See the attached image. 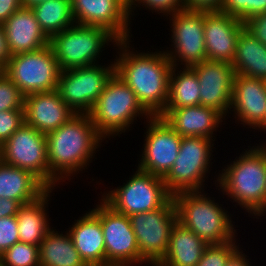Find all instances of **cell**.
Returning a JSON list of instances; mask_svg holds the SVG:
<instances>
[{"instance_id":"6da1fadb","label":"cell","mask_w":266,"mask_h":266,"mask_svg":"<svg viewBox=\"0 0 266 266\" xmlns=\"http://www.w3.org/2000/svg\"><path fill=\"white\" fill-rule=\"evenodd\" d=\"M129 42L128 39L116 43L121 50L114 61L115 73L132 89L151 116H159L166 107L173 64L164 50L135 53L130 51Z\"/></svg>"},{"instance_id":"7a4b0ae2","label":"cell","mask_w":266,"mask_h":266,"mask_svg":"<svg viewBox=\"0 0 266 266\" xmlns=\"http://www.w3.org/2000/svg\"><path fill=\"white\" fill-rule=\"evenodd\" d=\"M103 138L89 114H75L62 126L48 133L49 189L64 182V178H70L71 174L79 173L83 167L86 168Z\"/></svg>"},{"instance_id":"3957f363","label":"cell","mask_w":266,"mask_h":266,"mask_svg":"<svg viewBox=\"0 0 266 266\" xmlns=\"http://www.w3.org/2000/svg\"><path fill=\"white\" fill-rule=\"evenodd\" d=\"M254 147V148H253ZM218 176L223 194L241 205L252 215L266 212V145L253 146Z\"/></svg>"},{"instance_id":"277c9868","label":"cell","mask_w":266,"mask_h":266,"mask_svg":"<svg viewBox=\"0 0 266 266\" xmlns=\"http://www.w3.org/2000/svg\"><path fill=\"white\" fill-rule=\"evenodd\" d=\"M177 221L193 231L207 244L235 240L234 225L228 211L201 191L182 192L173 196Z\"/></svg>"},{"instance_id":"5b68a950","label":"cell","mask_w":266,"mask_h":266,"mask_svg":"<svg viewBox=\"0 0 266 266\" xmlns=\"http://www.w3.org/2000/svg\"><path fill=\"white\" fill-rule=\"evenodd\" d=\"M139 115H145L147 119L151 117L139 103L136 94L116 73L108 80L89 113L95 128L104 139L120 131V134L125 132Z\"/></svg>"},{"instance_id":"8992f818","label":"cell","mask_w":266,"mask_h":266,"mask_svg":"<svg viewBox=\"0 0 266 266\" xmlns=\"http://www.w3.org/2000/svg\"><path fill=\"white\" fill-rule=\"evenodd\" d=\"M119 40L106 28L73 24L50 38V46L61 71L96 65L108 42Z\"/></svg>"},{"instance_id":"52a82bcc","label":"cell","mask_w":266,"mask_h":266,"mask_svg":"<svg viewBox=\"0 0 266 266\" xmlns=\"http://www.w3.org/2000/svg\"><path fill=\"white\" fill-rule=\"evenodd\" d=\"M129 179L123 186L103 194L101 199L120 214L130 216L154 211L173 197L162 177L137 169Z\"/></svg>"},{"instance_id":"ba28073f","label":"cell","mask_w":266,"mask_h":266,"mask_svg":"<svg viewBox=\"0 0 266 266\" xmlns=\"http://www.w3.org/2000/svg\"><path fill=\"white\" fill-rule=\"evenodd\" d=\"M3 71L24 96L57 89L61 73L52 47L12 55Z\"/></svg>"},{"instance_id":"9c48e42d","label":"cell","mask_w":266,"mask_h":266,"mask_svg":"<svg viewBox=\"0 0 266 266\" xmlns=\"http://www.w3.org/2000/svg\"><path fill=\"white\" fill-rule=\"evenodd\" d=\"M212 141L203 137H182L178 156L163 178L172 196L202 190L205 182L203 178L209 172Z\"/></svg>"},{"instance_id":"30bf717a","label":"cell","mask_w":266,"mask_h":266,"mask_svg":"<svg viewBox=\"0 0 266 266\" xmlns=\"http://www.w3.org/2000/svg\"><path fill=\"white\" fill-rule=\"evenodd\" d=\"M114 73L115 63L61 71L56 90L75 114H89Z\"/></svg>"},{"instance_id":"8fae6325","label":"cell","mask_w":266,"mask_h":266,"mask_svg":"<svg viewBox=\"0 0 266 266\" xmlns=\"http://www.w3.org/2000/svg\"><path fill=\"white\" fill-rule=\"evenodd\" d=\"M140 256L156 266L169 247L170 232L177 221L173 197L161 208L129 216Z\"/></svg>"},{"instance_id":"7c38bea8","label":"cell","mask_w":266,"mask_h":266,"mask_svg":"<svg viewBox=\"0 0 266 266\" xmlns=\"http://www.w3.org/2000/svg\"><path fill=\"white\" fill-rule=\"evenodd\" d=\"M92 211L100 218L105 240L106 266L146 263L139 254L129 216L114 211L103 200Z\"/></svg>"},{"instance_id":"4fadbf2b","label":"cell","mask_w":266,"mask_h":266,"mask_svg":"<svg viewBox=\"0 0 266 266\" xmlns=\"http://www.w3.org/2000/svg\"><path fill=\"white\" fill-rule=\"evenodd\" d=\"M0 160L28 170L49 188L46 135L24 123L0 146Z\"/></svg>"},{"instance_id":"5bb4252c","label":"cell","mask_w":266,"mask_h":266,"mask_svg":"<svg viewBox=\"0 0 266 266\" xmlns=\"http://www.w3.org/2000/svg\"><path fill=\"white\" fill-rule=\"evenodd\" d=\"M174 50L165 51L173 66L177 60L184 67H192L207 60L204 38V12L181 10L170 15ZM178 58V59H177ZM184 62V63H183Z\"/></svg>"},{"instance_id":"9a60e30c","label":"cell","mask_w":266,"mask_h":266,"mask_svg":"<svg viewBox=\"0 0 266 266\" xmlns=\"http://www.w3.org/2000/svg\"><path fill=\"white\" fill-rule=\"evenodd\" d=\"M138 169L164 178L176 160L182 137L160 116H151Z\"/></svg>"},{"instance_id":"2e32d148","label":"cell","mask_w":266,"mask_h":266,"mask_svg":"<svg viewBox=\"0 0 266 266\" xmlns=\"http://www.w3.org/2000/svg\"><path fill=\"white\" fill-rule=\"evenodd\" d=\"M76 24L106 28L118 40L130 39L126 0H71Z\"/></svg>"},{"instance_id":"e0dca14e","label":"cell","mask_w":266,"mask_h":266,"mask_svg":"<svg viewBox=\"0 0 266 266\" xmlns=\"http://www.w3.org/2000/svg\"><path fill=\"white\" fill-rule=\"evenodd\" d=\"M200 84V105L214 108L224 117L230 110L234 67L231 63L205 60L191 67Z\"/></svg>"},{"instance_id":"ac0fdd59","label":"cell","mask_w":266,"mask_h":266,"mask_svg":"<svg viewBox=\"0 0 266 266\" xmlns=\"http://www.w3.org/2000/svg\"><path fill=\"white\" fill-rule=\"evenodd\" d=\"M244 23L220 11L204 12V38L207 60L233 62L238 36Z\"/></svg>"},{"instance_id":"d6986e66","label":"cell","mask_w":266,"mask_h":266,"mask_svg":"<svg viewBox=\"0 0 266 266\" xmlns=\"http://www.w3.org/2000/svg\"><path fill=\"white\" fill-rule=\"evenodd\" d=\"M232 108L236 118L243 122L241 124L265 131L266 81L235 74L230 109Z\"/></svg>"},{"instance_id":"ffe728a7","label":"cell","mask_w":266,"mask_h":266,"mask_svg":"<svg viewBox=\"0 0 266 266\" xmlns=\"http://www.w3.org/2000/svg\"><path fill=\"white\" fill-rule=\"evenodd\" d=\"M24 111L25 123L45 135L75 115L60 98L57 90L25 96Z\"/></svg>"},{"instance_id":"44dd1931","label":"cell","mask_w":266,"mask_h":266,"mask_svg":"<svg viewBox=\"0 0 266 266\" xmlns=\"http://www.w3.org/2000/svg\"><path fill=\"white\" fill-rule=\"evenodd\" d=\"M8 48L12 55L39 50L50 44L32 8L21 7L3 24Z\"/></svg>"},{"instance_id":"7402d4cb","label":"cell","mask_w":266,"mask_h":266,"mask_svg":"<svg viewBox=\"0 0 266 266\" xmlns=\"http://www.w3.org/2000/svg\"><path fill=\"white\" fill-rule=\"evenodd\" d=\"M181 137L212 139L213 132L223 122V115L214 108L194 105L177 109H164L159 115Z\"/></svg>"},{"instance_id":"603a6c76","label":"cell","mask_w":266,"mask_h":266,"mask_svg":"<svg viewBox=\"0 0 266 266\" xmlns=\"http://www.w3.org/2000/svg\"><path fill=\"white\" fill-rule=\"evenodd\" d=\"M68 231L75 249L87 265L106 266L100 218L92 210L76 220Z\"/></svg>"},{"instance_id":"cb8c5ba5","label":"cell","mask_w":266,"mask_h":266,"mask_svg":"<svg viewBox=\"0 0 266 266\" xmlns=\"http://www.w3.org/2000/svg\"><path fill=\"white\" fill-rule=\"evenodd\" d=\"M48 190L30 171L7 165L0 160V198L16 200L24 205L36 201Z\"/></svg>"},{"instance_id":"d4e9b609","label":"cell","mask_w":266,"mask_h":266,"mask_svg":"<svg viewBox=\"0 0 266 266\" xmlns=\"http://www.w3.org/2000/svg\"><path fill=\"white\" fill-rule=\"evenodd\" d=\"M208 244L176 221L170 232L169 247L156 266H196Z\"/></svg>"},{"instance_id":"484cf974","label":"cell","mask_w":266,"mask_h":266,"mask_svg":"<svg viewBox=\"0 0 266 266\" xmlns=\"http://www.w3.org/2000/svg\"><path fill=\"white\" fill-rule=\"evenodd\" d=\"M232 65L235 74L266 81V45L243 29L238 36Z\"/></svg>"},{"instance_id":"4316f807","label":"cell","mask_w":266,"mask_h":266,"mask_svg":"<svg viewBox=\"0 0 266 266\" xmlns=\"http://www.w3.org/2000/svg\"><path fill=\"white\" fill-rule=\"evenodd\" d=\"M51 192L52 189H49L36 201L20 207L16 215L20 242L39 246L46 234L51 230L46 212V205L49 204L47 202Z\"/></svg>"},{"instance_id":"83f0119b","label":"cell","mask_w":266,"mask_h":266,"mask_svg":"<svg viewBox=\"0 0 266 266\" xmlns=\"http://www.w3.org/2000/svg\"><path fill=\"white\" fill-rule=\"evenodd\" d=\"M40 266H87L71 236L51 229L39 244Z\"/></svg>"},{"instance_id":"f1b7e54d","label":"cell","mask_w":266,"mask_h":266,"mask_svg":"<svg viewBox=\"0 0 266 266\" xmlns=\"http://www.w3.org/2000/svg\"><path fill=\"white\" fill-rule=\"evenodd\" d=\"M176 68L173 66L170 73L165 109L200 105V84L197 74L191 67H184L183 71L177 70L176 75Z\"/></svg>"},{"instance_id":"f546056e","label":"cell","mask_w":266,"mask_h":266,"mask_svg":"<svg viewBox=\"0 0 266 266\" xmlns=\"http://www.w3.org/2000/svg\"><path fill=\"white\" fill-rule=\"evenodd\" d=\"M32 10L49 38L75 23L71 0H47L34 6Z\"/></svg>"},{"instance_id":"4dcf8cb0","label":"cell","mask_w":266,"mask_h":266,"mask_svg":"<svg viewBox=\"0 0 266 266\" xmlns=\"http://www.w3.org/2000/svg\"><path fill=\"white\" fill-rule=\"evenodd\" d=\"M2 266H40L39 247L17 242L0 255Z\"/></svg>"},{"instance_id":"1f68e13d","label":"cell","mask_w":266,"mask_h":266,"mask_svg":"<svg viewBox=\"0 0 266 266\" xmlns=\"http://www.w3.org/2000/svg\"><path fill=\"white\" fill-rule=\"evenodd\" d=\"M219 11L244 22L252 16L266 12V0H223Z\"/></svg>"},{"instance_id":"d6a6232c","label":"cell","mask_w":266,"mask_h":266,"mask_svg":"<svg viewBox=\"0 0 266 266\" xmlns=\"http://www.w3.org/2000/svg\"><path fill=\"white\" fill-rule=\"evenodd\" d=\"M25 96L13 83L11 78L0 71V112L8 110H24Z\"/></svg>"},{"instance_id":"836d02e7","label":"cell","mask_w":266,"mask_h":266,"mask_svg":"<svg viewBox=\"0 0 266 266\" xmlns=\"http://www.w3.org/2000/svg\"><path fill=\"white\" fill-rule=\"evenodd\" d=\"M234 241L208 244L196 266H225L231 255L239 248Z\"/></svg>"},{"instance_id":"e575fe53","label":"cell","mask_w":266,"mask_h":266,"mask_svg":"<svg viewBox=\"0 0 266 266\" xmlns=\"http://www.w3.org/2000/svg\"><path fill=\"white\" fill-rule=\"evenodd\" d=\"M25 123L24 110H8L0 112V146Z\"/></svg>"},{"instance_id":"d590c367","label":"cell","mask_w":266,"mask_h":266,"mask_svg":"<svg viewBox=\"0 0 266 266\" xmlns=\"http://www.w3.org/2000/svg\"><path fill=\"white\" fill-rule=\"evenodd\" d=\"M136 2L140 5L143 4L149 10L164 13V15L166 14L167 16L168 14L172 15L184 9V0H130L128 3L129 20L131 19L130 15H132L131 12L133 8L136 9L135 5H138Z\"/></svg>"},{"instance_id":"8d00e7d4","label":"cell","mask_w":266,"mask_h":266,"mask_svg":"<svg viewBox=\"0 0 266 266\" xmlns=\"http://www.w3.org/2000/svg\"><path fill=\"white\" fill-rule=\"evenodd\" d=\"M19 241L16 215L0 218V255Z\"/></svg>"},{"instance_id":"74e56055","label":"cell","mask_w":266,"mask_h":266,"mask_svg":"<svg viewBox=\"0 0 266 266\" xmlns=\"http://www.w3.org/2000/svg\"><path fill=\"white\" fill-rule=\"evenodd\" d=\"M243 23L247 32L266 45V12L252 16Z\"/></svg>"},{"instance_id":"f35d334b","label":"cell","mask_w":266,"mask_h":266,"mask_svg":"<svg viewBox=\"0 0 266 266\" xmlns=\"http://www.w3.org/2000/svg\"><path fill=\"white\" fill-rule=\"evenodd\" d=\"M223 0H184V10L219 11Z\"/></svg>"},{"instance_id":"ab89813d","label":"cell","mask_w":266,"mask_h":266,"mask_svg":"<svg viewBox=\"0 0 266 266\" xmlns=\"http://www.w3.org/2000/svg\"><path fill=\"white\" fill-rule=\"evenodd\" d=\"M21 7H23L22 0H0V24Z\"/></svg>"},{"instance_id":"60d3db41","label":"cell","mask_w":266,"mask_h":266,"mask_svg":"<svg viewBox=\"0 0 266 266\" xmlns=\"http://www.w3.org/2000/svg\"><path fill=\"white\" fill-rule=\"evenodd\" d=\"M21 206L19 201L0 198V218L17 215Z\"/></svg>"},{"instance_id":"b9f144b4","label":"cell","mask_w":266,"mask_h":266,"mask_svg":"<svg viewBox=\"0 0 266 266\" xmlns=\"http://www.w3.org/2000/svg\"><path fill=\"white\" fill-rule=\"evenodd\" d=\"M11 57L3 25L0 24V68L3 70Z\"/></svg>"},{"instance_id":"7bdbcfd3","label":"cell","mask_w":266,"mask_h":266,"mask_svg":"<svg viewBox=\"0 0 266 266\" xmlns=\"http://www.w3.org/2000/svg\"><path fill=\"white\" fill-rule=\"evenodd\" d=\"M242 253L238 248L228 259L225 266H250L249 259Z\"/></svg>"},{"instance_id":"ee69618b","label":"cell","mask_w":266,"mask_h":266,"mask_svg":"<svg viewBox=\"0 0 266 266\" xmlns=\"http://www.w3.org/2000/svg\"><path fill=\"white\" fill-rule=\"evenodd\" d=\"M47 0H22L23 7L33 8L34 6L43 3Z\"/></svg>"}]
</instances>
